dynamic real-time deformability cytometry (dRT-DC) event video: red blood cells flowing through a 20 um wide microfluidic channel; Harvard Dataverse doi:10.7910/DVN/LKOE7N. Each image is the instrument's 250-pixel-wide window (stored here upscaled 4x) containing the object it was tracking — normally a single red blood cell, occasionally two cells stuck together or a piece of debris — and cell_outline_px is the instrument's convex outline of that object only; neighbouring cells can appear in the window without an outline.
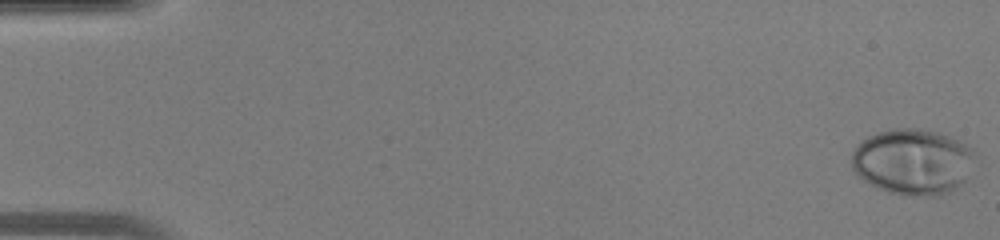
{"species": "human", "species_latin": "Homo sapiens", "temperature_condition": "warm", "stored_images_in_passage": 46, "camera_frame_rate_fps": 3000, "um_per_image_px": 0.085, "donor": {"sex": "male"}, "frame": {"image": 1, "passage_image": 1, "time_ms": 0.0, "image_size_px": [1000, 240], "cell_outline_px": [[976, 152], [964, 180], [952, 192], [936, 196], [904, 196], [888, 192], [864, 180], [852, 172], [852, 152], [868, 136], [880, 132], [900, 128], [920, 128], [936, 132], [948, 136], [972, 148]], "centroid_in_image_um": [77.58, 13.77], "position_along_channel_um": 7.4, "area_um2": 47.05}}
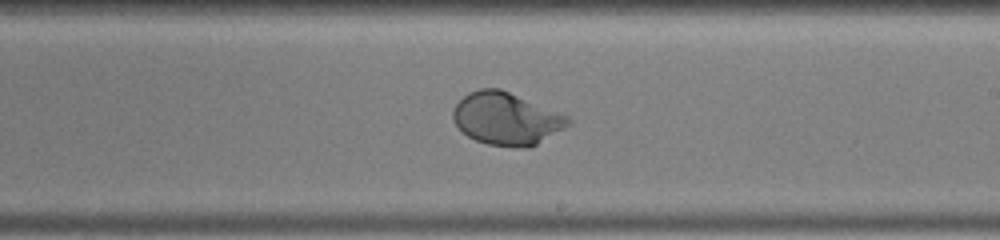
{"frame": {"image": 2, "passage_image": 28, "time_ms": 9.0, "image_size_px": [1000, 240], "cell_outline_px": [[572, 120], [564, 128], [536, 144], [528, 148], [516, 148], [488, 144], [476, 140], [468, 136], [452, 120], [452, 112], [456, 104], [468, 92], [480, 88], [500, 88], [568, 116]], "centroid_in_image_um": [43.02, 10.09], "position_along_channel_um": 246.0, "area_um2": 34.91}}
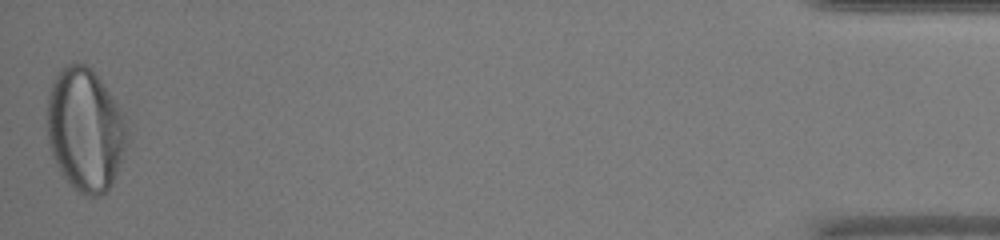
{"frame": {"image": 3, "passage_image": 46, "time_ms": 15.0, "image_size_px": [1000, 240], "cell_outline_px": [[124, 144], [120, 160], [112, 184], [100, 196], [88, 196], [72, 188], [60, 172], [52, 156], [48, 140], [48, 96], [52, 84], [56, 76], [68, 64], [76, 60], [92, 68], [124, 112]], "centroid_in_image_um": [7.21, 11.01], "position_along_channel_um": 428.0, "area_um2": 56.59}}